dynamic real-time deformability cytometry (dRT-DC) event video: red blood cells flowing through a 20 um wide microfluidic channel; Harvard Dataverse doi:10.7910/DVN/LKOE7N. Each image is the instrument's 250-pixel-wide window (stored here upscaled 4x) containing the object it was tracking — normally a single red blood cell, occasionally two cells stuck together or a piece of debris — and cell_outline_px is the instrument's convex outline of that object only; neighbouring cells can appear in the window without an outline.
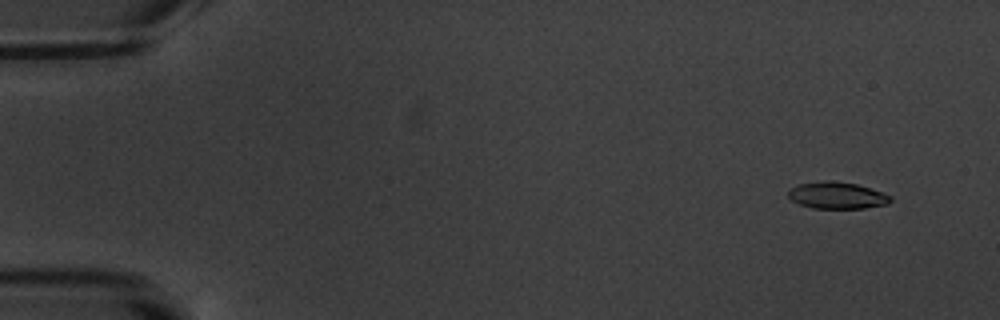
{"species": "common noctule bat (a hibernating species)", "species_latin": "Nyctalus noctula", "temperature_condition": "warm", "stored_images_in_passage": 7, "segment_of_instrument_passage": [1, 2], "camera_frame_rate_fps": 3000, "um_per_image_px": 0.085, "animal": {"sex": "male", "body_mass_g": 20.1, "forearm_length_mm": 53.5}, "frame": {"image": 1, "passage_image": 2, "time_ms": 1.0, "image_size_px": [1000, 320], "cell_outline_px": [[892, 200], [888, 204], [864, 208], [812, 208], [800, 204], [792, 200], [788, 196], [788, 192], [792, 188], [800, 184], [824, 180], [828, 180], [856, 184], [892, 196]], "centroid_in_image_um": [71.15, 16.61], "position_along_channel_um": 13.8, "area_um2": 15.72}}